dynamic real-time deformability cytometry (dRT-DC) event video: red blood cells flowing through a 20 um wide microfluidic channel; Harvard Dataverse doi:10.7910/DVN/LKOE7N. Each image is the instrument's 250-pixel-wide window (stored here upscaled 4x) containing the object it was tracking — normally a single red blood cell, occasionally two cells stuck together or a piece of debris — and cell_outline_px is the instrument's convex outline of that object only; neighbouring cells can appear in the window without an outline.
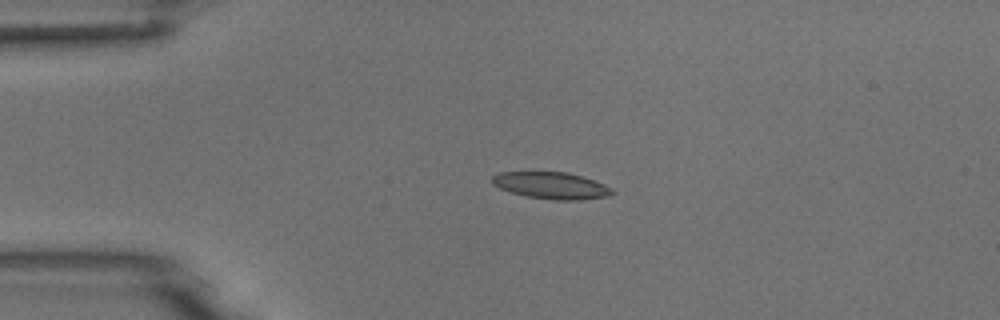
{"species": "common noctule bat (a hibernating species)", "species_latin": "Nyctalus noctula", "temperature_condition": "room temperature", "stored_images_in_passage": 5, "camera_frame_rate_fps": 3000, "um_per_image_px": 0.085, "animal": {"sex": "male", "body_mass_g": 18.8}, "frame": {"image": 1, "passage_image": 4, "time_ms": 3.667, "image_size_px": [1000, 320], "cell_outline_px": [[616, 192], [608, 196], [580, 200], [552, 200], [524, 196], [500, 188], [492, 184], [492, 176], [500, 172], [568, 172], [604, 184], [612, 188]], "centroid_in_image_um": [46.87, 15.77], "position_along_channel_um": 38.1, "area_um2": 18.73}}